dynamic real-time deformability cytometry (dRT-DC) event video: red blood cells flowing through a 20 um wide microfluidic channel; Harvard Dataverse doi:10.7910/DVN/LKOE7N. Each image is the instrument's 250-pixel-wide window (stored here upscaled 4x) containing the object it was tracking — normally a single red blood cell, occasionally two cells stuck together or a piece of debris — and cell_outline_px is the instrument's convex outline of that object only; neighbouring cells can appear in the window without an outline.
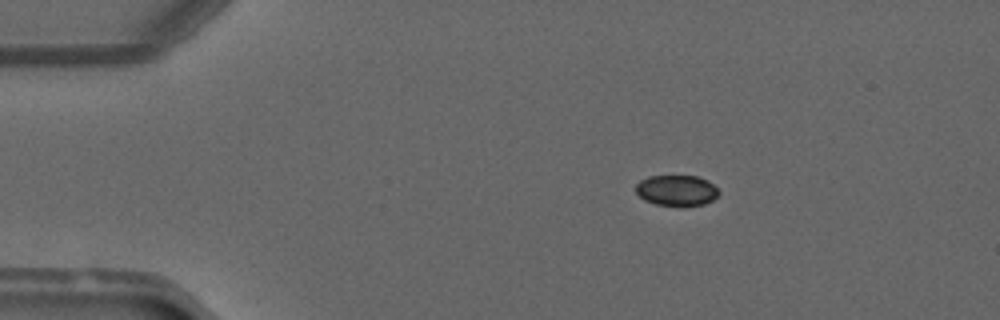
{"species": "common noctule bat (a hibernating species)", "species_latin": "Nyctalus noctula", "temperature_condition": "warm", "stored_images_in_passage": 44, "camera_frame_rate_fps": 3000, "um_per_image_px": 0.085, "animal": {"sex": "male", "forearm_length_mm": 52.5}, "frame": {"image": 1, "passage_image": 3, "time_ms": 0.667, "image_size_px": [1000, 320], "cell_outline_px": [[720, 192], [712, 200], [704, 204], [680, 208], [656, 204], [644, 200], [636, 192], [636, 184], [640, 180], [648, 176], [696, 176], [708, 180]], "centroid_in_image_um": [57.5, 16.21], "position_along_channel_um": 27.5, "area_um2": 15.14}}
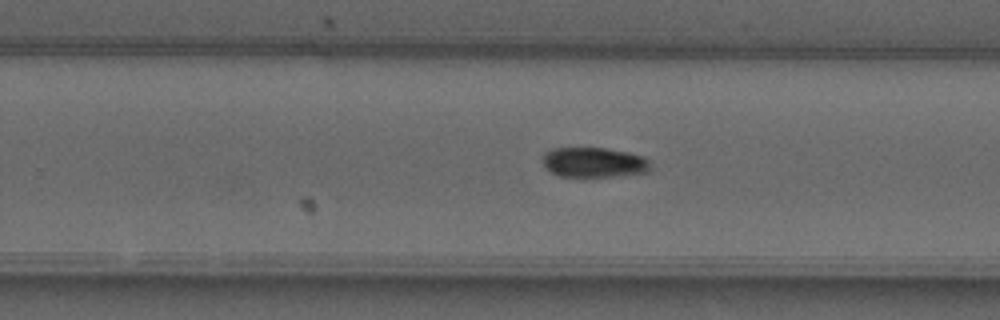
{"frame": {"image": 2, "passage_image": 26, "time_ms": 8.333, "image_size_px": [1000, 320], "cell_outline_px": [[652, 168], [648, 172], [612, 176], [560, 176], [552, 172], [544, 164], [544, 152], [552, 148], [604, 148], [628, 152], [644, 156], [648, 160]], "centroid_in_image_um": [50.52, 13.79], "position_along_channel_um": 279.3, "area_um2": 18.67}}
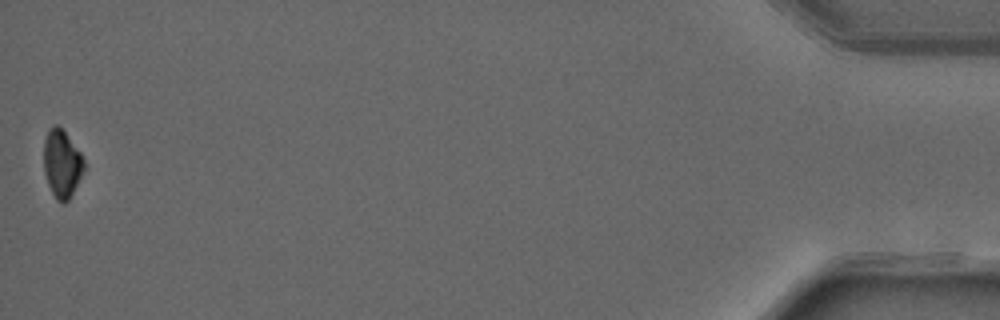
{"frame": {"image": 3, "passage_image": 44, "time_ms": 14.333, "image_size_px": [1000, 320], "cell_outline_px": [[84, 168], [68, 200], [64, 204], [56, 200], [48, 184], [44, 172], [44, 140], [48, 128], [52, 124], [56, 124], [64, 132], [80, 152], [84, 160]], "centroid_in_image_um": [5.23, 13.89], "position_along_channel_um": 430.0, "area_um2": 15.61}, "authors_computed_cell_mechanics": {"area_um2": 18.2359, "velocity_mm_per_s": 4.1403, "shape_relaxation_time_tau1_ms": 6.814, "shape_relaxation_time_tau2_ms": null, "deformation_change_tau1": 0.1568, "deformation_change_tau2": null}}